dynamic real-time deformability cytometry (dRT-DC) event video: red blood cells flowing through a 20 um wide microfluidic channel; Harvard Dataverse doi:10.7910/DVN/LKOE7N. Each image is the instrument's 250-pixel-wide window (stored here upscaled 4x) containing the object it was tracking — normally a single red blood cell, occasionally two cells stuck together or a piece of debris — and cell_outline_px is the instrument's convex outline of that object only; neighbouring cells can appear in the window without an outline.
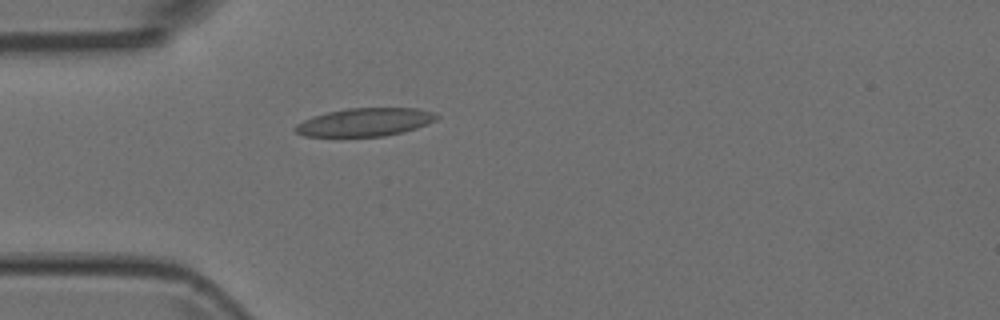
{"species": "Egyptian fruit bat (a non-hibernating species)", "species_latin": "Rousettus aegyptiacus", "temperature_condition": "room temperature", "stored_images_in_passage": 4, "camera_frame_rate_fps": 3000, "um_per_image_px": 0.085, "animal": {"sex": "female"}, "frame": {"image": 1, "passage_image": 4, "time_ms": 1.0, "image_size_px": [1000, 320], "cell_outline_px": [[440, 116], [436, 120], [428, 124], [404, 132], [384, 136], [304, 136], [296, 132], [292, 128], [296, 124], [312, 116], [328, 112], [348, 108], [416, 108], [432, 112]], "centroid_in_image_um": [31.02, 10.38], "position_along_channel_um": 54.0, "area_um2": 23.18}}